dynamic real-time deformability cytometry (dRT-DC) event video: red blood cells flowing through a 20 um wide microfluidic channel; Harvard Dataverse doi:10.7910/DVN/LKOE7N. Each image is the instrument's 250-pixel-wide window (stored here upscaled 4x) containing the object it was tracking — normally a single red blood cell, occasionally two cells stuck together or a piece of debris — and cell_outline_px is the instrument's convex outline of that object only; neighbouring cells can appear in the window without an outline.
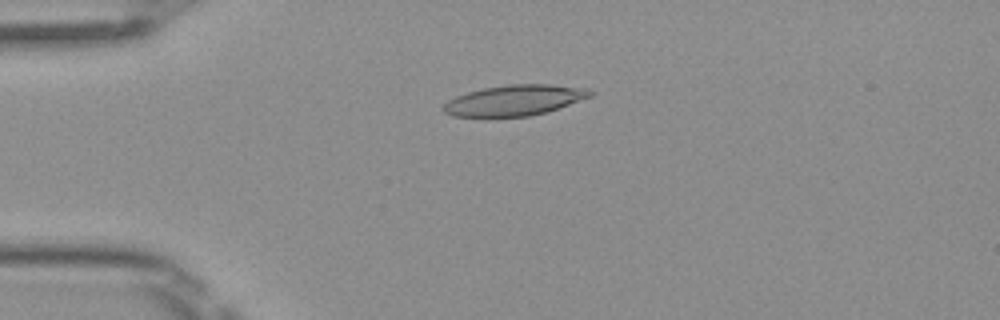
{"species": "Egyptian fruit bat (a non-hibernating species)", "species_latin": "Rousettus aegyptiacus", "temperature_condition": "room temperature", "stored_images_in_passage": 50, "camera_frame_rate_fps": 3000, "um_per_image_px": 0.085, "frame": {"image": 1, "passage_image": 12, "time_ms": 3.667, "image_size_px": [1000, 320], "cell_outline_px": [[596, 92], [592, 96], [548, 112], [528, 116], [452, 116], [444, 112], [440, 108], [448, 100], [456, 96], [468, 92], [484, 88], [508, 84], [552, 84], [588, 88]], "centroid_in_image_um": [43.77, 8.51], "position_along_channel_um": 41.2, "area_um2": 26.3}}
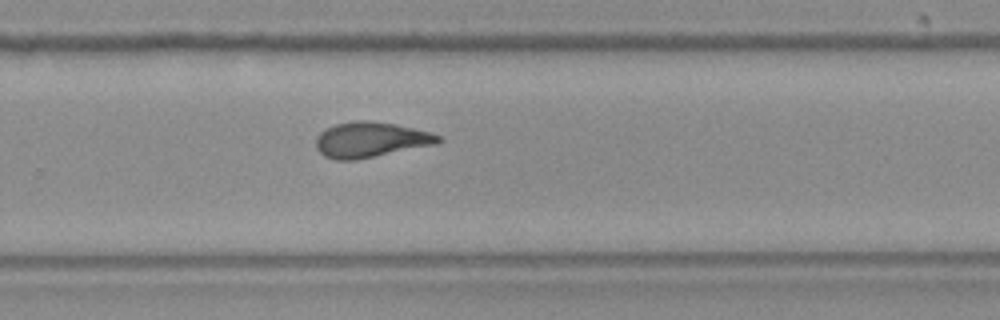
{"frame": {"image": 2, "passage_image": 33, "time_ms": 10.667, "image_size_px": [1000, 320], "cell_outline_px": [[444, 140], [436, 144], [356, 160], [336, 160], [324, 156], [316, 148], [316, 136], [320, 132], [336, 124], [356, 120], [368, 120], [396, 124], [428, 132], [440, 136]], "centroid_in_image_um": [31.48, 11.88], "position_along_channel_um": 298.3, "area_um2": 25.09}}
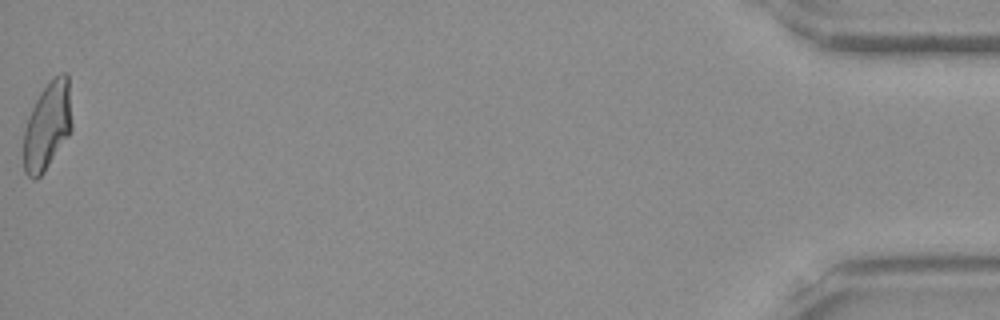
{"frame": {"image": 3, "passage_image": 50, "time_ms": 16.333, "image_size_px": [1000, 320], "cell_outline_px": [[72, 128], [68, 136], [44, 172], [36, 180], [32, 180], [24, 172], [24, 128], [32, 108], [40, 92], [52, 76], [60, 72], [64, 72], [68, 76], [72, 124]], "centroid_in_image_um": [4.03, 10.68], "position_along_channel_um": 431.2, "area_um2": 24.8}, "authors_computed_cell_mechanics": {"area_um2": 24.9985, "velocity_mm_per_s": 4.062, "shape_relaxation_time_tau1_ms": 6.2776, "shape_relaxation_time_tau2_ms": 2.2943, "deformation_change_tau1": 0.2149, "deformation_change_tau2": 0.0885}}